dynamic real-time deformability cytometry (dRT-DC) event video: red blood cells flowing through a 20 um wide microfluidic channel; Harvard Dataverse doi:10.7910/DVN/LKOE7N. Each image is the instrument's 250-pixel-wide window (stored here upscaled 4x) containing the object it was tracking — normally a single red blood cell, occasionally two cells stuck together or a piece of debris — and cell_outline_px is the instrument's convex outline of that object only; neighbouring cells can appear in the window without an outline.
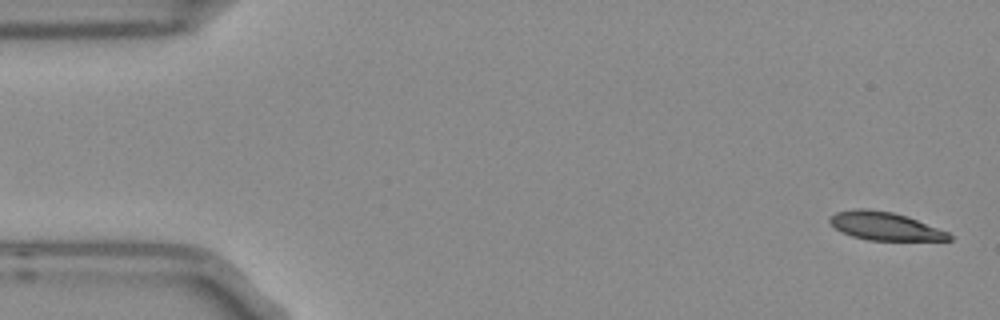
{"species": "Egyptian fruit bat (a non-hibernating species)", "species_latin": "Rousettus aegyptiacus", "temperature_condition": "room temperature", "stored_images_in_passage": 6, "camera_frame_rate_fps": 3000, "um_per_image_px": 0.085, "frame": {"image": 1, "passage_image": 6, "time_ms": 1.667, "image_size_px": [1000, 320], "cell_outline_px": [[952, 240], [868, 240], [852, 236], [840, 232], [828, 220], [836, 212], [856, 208], [864, 208], [892, 212], [908, 216], [948, 232], [952, 236]], "centroid_in_image_um": [75.21, 19.22], "position_along_channel_um": 9.8, "area_um2": 19.48}}